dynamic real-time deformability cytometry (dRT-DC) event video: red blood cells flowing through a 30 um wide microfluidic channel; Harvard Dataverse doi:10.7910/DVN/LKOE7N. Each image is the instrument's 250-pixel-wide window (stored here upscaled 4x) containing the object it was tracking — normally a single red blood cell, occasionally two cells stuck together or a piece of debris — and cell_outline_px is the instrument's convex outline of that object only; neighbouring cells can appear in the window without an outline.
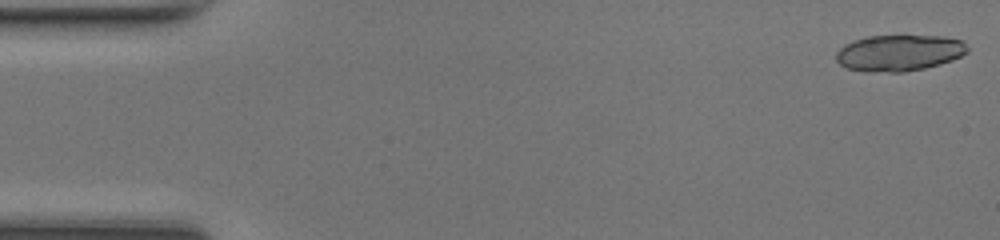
{"species": "common noctule bat (a hibernating species)", "species_latin": "Nyctalus noctula", "temperature_condition": "room temperature", "stored_images_in_passage": 16, "camera_frame_rate_fps": 3000, "um_per_image_px": 0.085, "animal": {"sex": "female", "body_mass_g": 17.0, "forearm_length_mm": 48.0}, "frame": {"image": 1, "passage_image": 1, "time_ms": 0.0, "image_size_px": [1000, 240], "cell_outline_px": [[968, 52], [952, 60], [940, 64], [924, 68], [904, 72], [888, 72], [848, 68], [840, 64], [836, 60], [836, 52], [844, 44], [868, 36], [940, 36], [964, 40], [968, 48]], "centroid_in_image_um": [76.47, 4.48], "position_along_channel_um": 8.5, "area_um2": 27.46}}
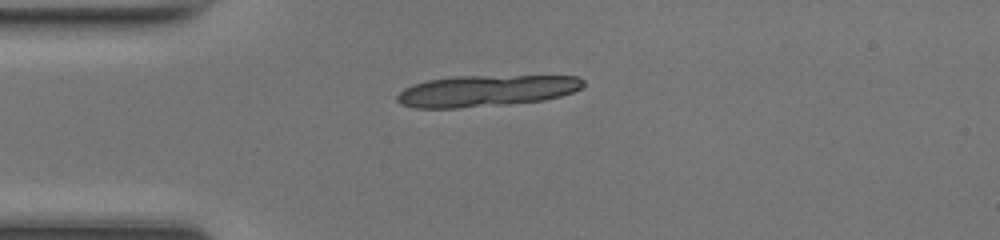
{"frame": {"image": 2, "passage_image": 12, "time_ms": 3.667, "image_size_px": [1000, 240], "cell_outline_px": [[584, 84], [580, 88], [572, 92], [560, 96], [544, 100], [508, 104], [456, 108], [416, 108], [400, 104], [396, 100], [396, 96], [404, 88], [412, 84], [428, 80], [456, 76], [580, 76], [584, 80]], "centroid_in_image_um": [41.3, 7.72], "position_along_channel_um": 43.7, "area_um2": 34.04}}